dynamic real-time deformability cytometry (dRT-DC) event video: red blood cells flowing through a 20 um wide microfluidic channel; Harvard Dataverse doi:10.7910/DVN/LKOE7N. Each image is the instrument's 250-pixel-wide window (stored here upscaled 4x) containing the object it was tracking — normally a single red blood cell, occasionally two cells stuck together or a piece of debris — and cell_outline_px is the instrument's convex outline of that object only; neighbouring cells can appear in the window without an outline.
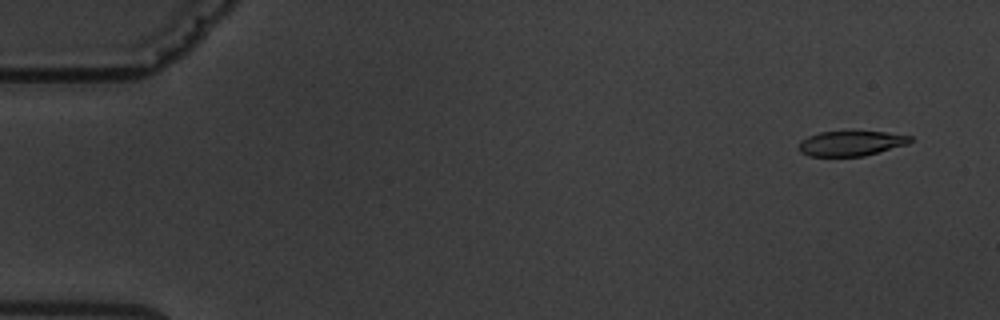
{"species": "common noctule bat (a hibernating species)", "species_latin": "Nyctalus noctula", "temperature_condition": "warm", "stored_images_in_passage": 7, "camera_frame_rate_fps": 3000, "um_per_image_px": 0.085, "animal": {"sex": "male", "body_mass_g": 19.5, "forearm_length_mm": 54.6}, "frame": {"image": 1, "passage_image": 2, "time_ms": 1.0, "image_size_px": [1000, 320], "cell_outline_px": [[912, 140], [908, 144], [864, 156], [808, 156], [800, 152], [800, 140], [808, 136], [820, 132], [884, 132], [912, 136]], "centroid_in_image_um": [72.34, 12.19], "position_along_channel_um": 12.7, "area_um2": 16.07}}
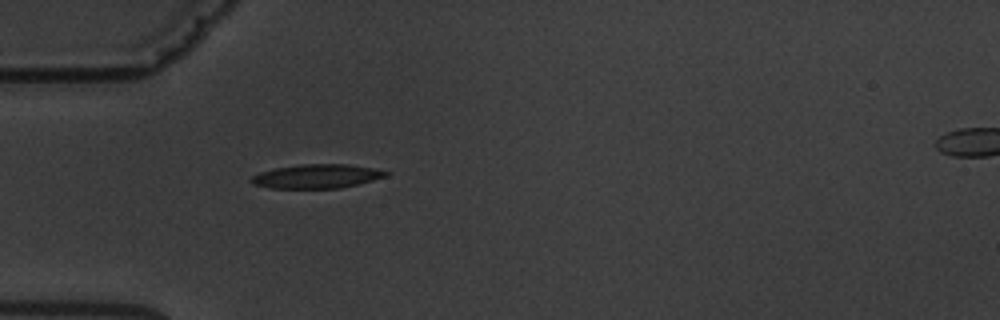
{"frame": {"image": 2, "passage_image": 6, "time_ms": 5.667, "image_size_px": [1000, 320], "cell_outline_px": [[392, 172], [388, 176], [340, 188], [268, 188], [252, 184], [248, 180], [252, 176], [260, 172], [276, 168], [300, 164], [348, 164], [372, 168]], "centroid_in_image_um": [26.91, 14.98], "position_along_channel_um": 58.1, "area_um2": 18.84}}